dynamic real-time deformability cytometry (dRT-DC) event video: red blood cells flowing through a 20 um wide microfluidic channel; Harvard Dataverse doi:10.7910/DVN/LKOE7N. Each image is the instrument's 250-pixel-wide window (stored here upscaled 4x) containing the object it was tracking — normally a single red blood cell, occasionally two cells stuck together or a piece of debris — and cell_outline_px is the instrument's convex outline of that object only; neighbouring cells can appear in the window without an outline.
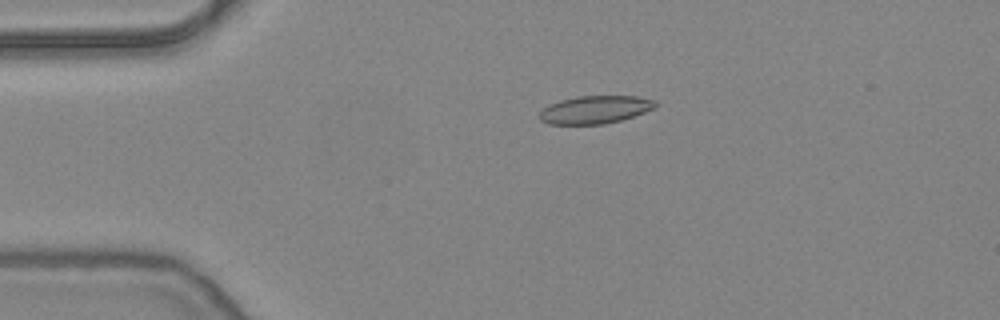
{"species": "common noctule bat (a hibernating species)", "species_latin": "Nyctalus noctula", "temperature_condition": "warm", "stored_images_in_passage": 46, "camera_frame_rate_fps": 3000, "um_per_image_px": 0.085, "animal": {"sex": "female", "body_mass_g": 24.6, "forearm_length_mm": 56.2}, "frame": {"image": 1, "passage_image": 4, "time_ms": 1.0, "image_size_px": [1000, 320], "cell_outline_px": [[656, 108], [620, 120], [604, 124], [548, 124], [540, 120], [536, 116], [548, 104], [560, 100], [576, 96], [636, 96], [656, 100]], "centroid_in_image_um": [50.54, 9.31], "position_along_channel_um": 34.5, "area_um2": 18.9}}
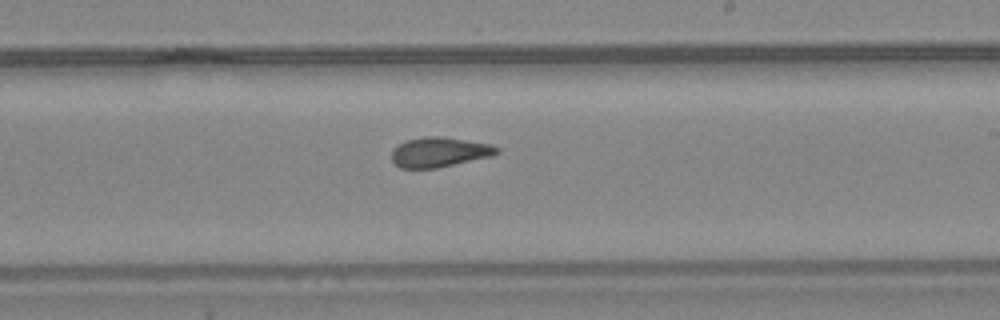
{"frame": {"image": 2, "passage_image": 24, "time_ms": 7.667, "image_size_px": [1000, 320], "cell_outline_px": [[500, 152], [492, 156], [436, 168], [400, 168], [392, 160], [392, 152], [400, 144], [408, 140], [424, 136], [436, 136], [464, 140], [488, 144], [500, 148]], "centroid_in_image_um": [37.36, 12.94], "position_along_channel_um": 251.6, "area_um2": 17.92}}
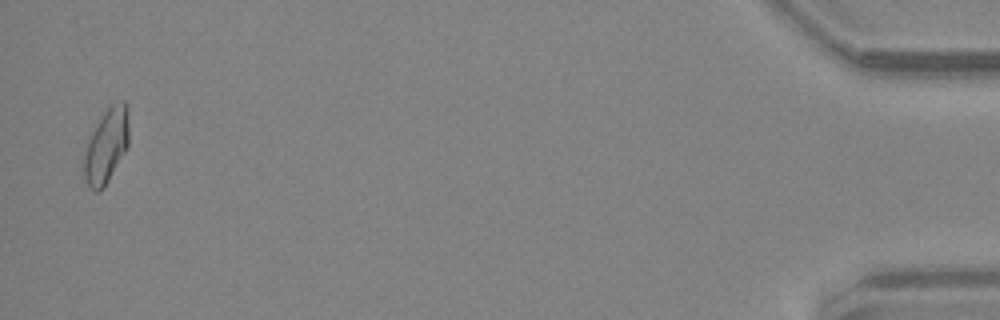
{"frame": {"image": 3, "passage_image": 45, "time_ms": 14.667, "image_size_px": [1000, 320], "cell_outline_px": [[128, 148], [104, 188], [100, 192], [96, 192], [88, 188], [84, 180], [80, 168], [88, 140], [96, 124], [104, 112], [112, 104], [120, 100], [124, 100], [128, 104]], "centroid_in_image_um": [9.01, 12.46], "position_along_channel_um": 426.2, "area_um2": 20.17}, "authors_computed_cell_mechanics": {"area_um2": 18.4093, "velocity_mm_per_s": 3.8522, "shape_relaxation_time_tau1_ms": null, "shape_relaxation_time_tau2_ms": 1.59, "deformation_change_tau1": null, "deformation_change_tau2": 0.0859}}